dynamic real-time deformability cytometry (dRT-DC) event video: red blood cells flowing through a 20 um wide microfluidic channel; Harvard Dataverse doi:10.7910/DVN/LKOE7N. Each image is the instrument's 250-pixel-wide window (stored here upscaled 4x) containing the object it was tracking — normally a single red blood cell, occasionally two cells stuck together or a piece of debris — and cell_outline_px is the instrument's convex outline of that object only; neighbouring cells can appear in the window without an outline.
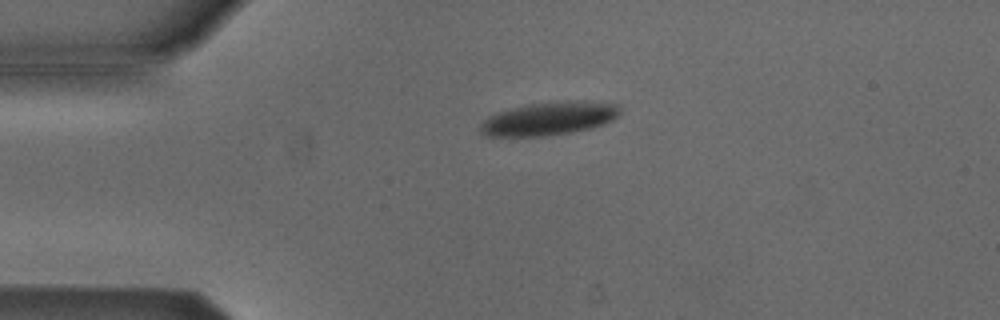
{"species": "Egyptian fruit bat (a non-hibernating species)", "species_latin": "Rousettus aegyptiacus", "temperature_condition": "cold", "stored_images_in_passage": 3, "camera_frame_rate_fps": 3000, "um_per_image_px": 0.085, "animal": {"sex": "male"}, "frame": {"image": 1, "passage_image": 1, "time_ms": 0.0, "image_size_px": [1000, 320], "cell_outline_px": [[620, 116], [604, 124], [592, 128], [572, 132], [548, 136], [488, 136], [480, 132], [480, 124], [488, 116], [496, 112], [512, 108], [532, 104], [564, 100], [584, 100], [620, 104]], "centroid_in_image_um": [46.73, 10.07], "position_along_channel_um": 38.3, "area_um2": 27.4}}
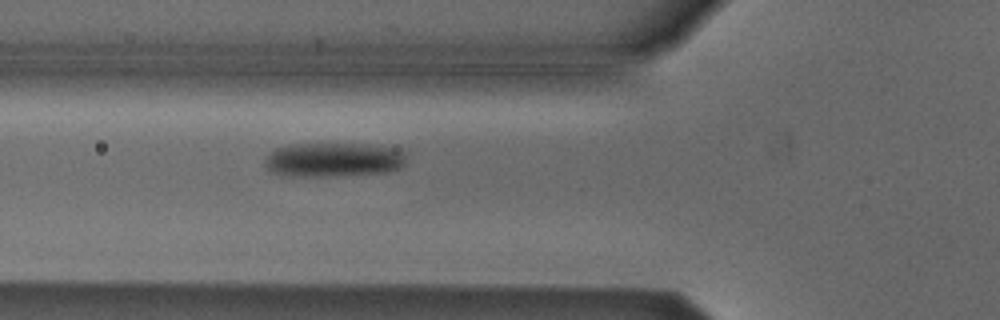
{"frame": {"image": 2, "passage_image": 3, "time_ms": 2.333, "image_size_px": [1000, 320], "cell_outline_px": [[408, 160], [400, 168], [388, 172], [320, 176], [284, 176], [272, 172], [264, 164], [264, 160], [268, 152], [276, 148], [292, 144], [368, 144], [404, 148], [408, 152]], "centroid_in_image_um": [28.42, 13.56], "position_along_channel_um": 97.4, "area_um2": 28.84}}